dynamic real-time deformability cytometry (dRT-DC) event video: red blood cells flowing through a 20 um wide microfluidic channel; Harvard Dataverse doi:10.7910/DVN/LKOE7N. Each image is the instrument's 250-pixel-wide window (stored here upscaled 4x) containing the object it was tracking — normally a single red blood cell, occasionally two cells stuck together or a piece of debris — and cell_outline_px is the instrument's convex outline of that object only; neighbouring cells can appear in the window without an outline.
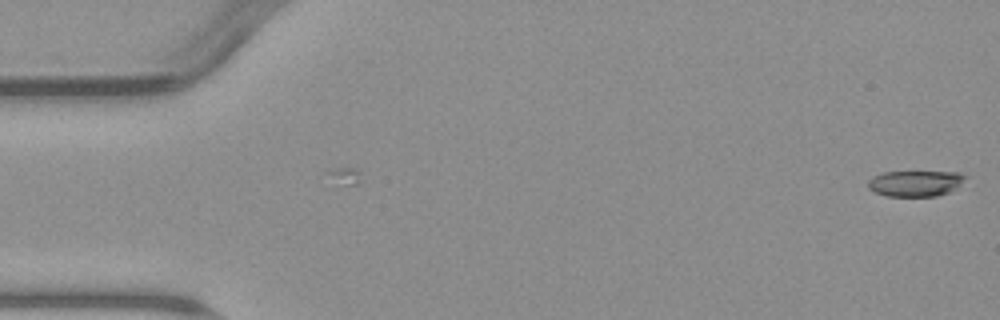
{"species": "common noctule bat (a hibernating species)", "species_latin": "Nyctalus noctula", "temperature_condition": "warm", "stored_images_in_passage": 2, "camera_frame_rate_fps": 3000, "um_per_image_px": 0.085, "animal": {"sex": "male", "body_mass_g": 23.1, "forearm_length_mm": 52.7}, "frame": {"image": 1, "passage_image": 2, "time_ms": 1.0, "image_size_px": [1000, 320], "cell_outline_px": [[968, 176], [948, 192], [936, 196], [884, 196], [868, 188], [868, 180], [872, 176], [884, 172], [960, 172]], "centroid_in_image_um": [77.76, 15.58], "position_along_channel_um": 7.2, "area_um2": 14.51}}